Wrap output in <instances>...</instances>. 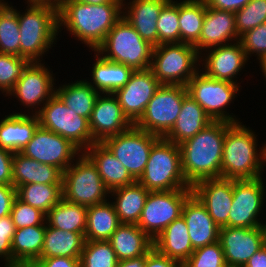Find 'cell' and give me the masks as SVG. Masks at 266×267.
I'll use <instances>...</instances> for the list:
<instances>
[{
    "label": "cell",
    "mask_w": 266,
    "mask_h": 267,
    "mask_svg": "<svg viewBox=\"0 0 266 267\" xmlns=\"http://www.w3.org/2000/svg\"><path fill=\"white\" fill-rule=\"evenodd\" d=\"M226 131L227 122L212 121L194 137L179 144L182 172L191 187L201 180L221 177Z\"/></svg>",
    "instance_id": "cell-1"
},
{
    "label": "cell",
    "mask_w": 266,
    "mask_h": 267,
    "mask_svg": "<svg viewBox=\"0 0 266 267\" xmlns=\"http://www.w3.org/2000/svg\"><path fill=\"white\" fill-rule=\"evenodd\" d=\"M125 3L92 5L74 0H64L58 11V29L66 26L72 35L95 51L108 32L123 16ZM63 24V25H62Z\"/></svg>",
    "instance_id": "cell-2"
},
{
    "label": "cell",
    "mask_w": 266,
    "mask_h": 267,
    "mask_svg": "<svg viewBox=\"0 0 266 267\" xmlns=\"http://www.w3.org/2000/svg\"><path fill=\"white\" fill-rule=\"evenodd\" d=\"M256 137L252 130L240 122H227L221 163L222 178L242 180L261 177L262 165L266 162V144L258 154Z\"/></svg>",
    "instance_id": "cell-3"
},
{
    "label": "cell",
    "mask_w": 266,
    "mask_h": 267,
    "mask_svg": "<svg viewBox=\"0 0 266 267\" xmlns=\"http://www.w3.org/2000/svg\"><path fill=\"white\" fill-rule=\"evenodd\" d=\"M137 181L149 191L192 189L182 172L179 145L161 137L153 144L142 176Z\"/></svg>",
    "instance_id": "cell-4"
},
{
    "label": "cell",
    "mask_w": 266,
    "mask_h": 267,
    "mask_svg": "<svg viewBox=\"0 0 266 267\" xmlns=\"http://www.w3.org/2000/svg\"><path fill=\"white\" fill-rule=\"evenodd\" d=\"M153 48L122 16L95 52L105 54L103 58L124 64L135 71L151 67Z\"/></svg>",
    "instance_id": "cell-5"
},
{
    "label": "cell",
    "mask_w": 266,
    "mask_h": 267,
    "mask_svg": "<svg viewBox=\"0 0 266 267\" xmlns=\"http://www.w3.org/2000/svg\"><path fill=\"white\" fill-rule=\"evenodd\" d=\"M18 14L20 56L40 62V56L51 48L58 36V11L48 6L29 5L27 12Z\"/></svg>",
    "instance_id": "cell-6"
},
{
    "label": "cell",
    "mask_w": 266,
    "mask_h": 267,
    "mask_svg": "<svg viewBox=\"0 0 266 267\" xmlns=\"http://www.w3.org/2000/svg\"><path fill=\"white\" fill-rule=\"evenodd\" d=\"M201 53L188 43L154 46L150 69L161 85L186 86L199 71L196 63Z\"/></svg>",
    "instance_id": "cell-7"
},
{
    "label": "cell",
    "mask_w": 266,
    "mask_h": 267,
    "mask_svg": "<svg viewBox=\"0 0 266 267\" xmlns=\"http://www.w3.org/2000/svg\"><path fill=\"white\" fill-rule=\"evenodd\" d=\"M109 192L97 167L83 152L76 163L63 172L62 198L70 203L93 206L107 201L105 196Z\"/></svg>",
    "instance_id": "cell-8"
},
{
    "label": "cell",
    "mask_w": 266,
    "mask_h": 267,
    "mask_svg": "<svg viewBox=\"0 0 266 267\" xmlns=\"http://www.w3.org/2000/svg\"><path fill=\"white\" fill-rule=\"evenodd\" d=\"M40 108L34 114L38 116L41 127L68 139L80 150H87L96 143L91 135L89 119L76 115L56 94Z\"/></svg>",
    "instance_id": "cell-9"
},
{
    "label": "cell",
    "mask_w": 266,
    "mask_h": 267,
    "mask_svg": "<svg viewBox=\"0 0 266 267\" xmlns=\"http://www.w3.org/2000/svg\"><path fill=\"white\" fill-rule=\"evenodd\" d=\"M187 95L186 86L161 85L148 102L144 114L135 126L164 138L175 125L183 99Z\"/></svg>",
    "instance_id": "cell-10"
},
{
    "label": "cell",
    "mask_w": 266,
    "mask_h": 267,
    "mask_svg": "<svg viewBox=\"0 0 266 267\" xmlns=\"http://www.w3.org/2000/svg\"><path fill=\"white\" fill-rule=\"evenodd\" d=\"M188 94L204 109L213 121H225L237 123L225 110L238 92V84L217 80L199 71L189 80L186 85ZM228 114V115H227Z\"/></svg>",
    "instance_id": "cell-11"
},
{
    "label": "cell",
    "mask_w": 266,
    "mask_h": 267,
    "mask_svg": "<svg viewBox=\"0 0 266 267\" xmlns=\"http://www.w3.org/2000/svg\"><path fill=\"white\" fill-rule=\"evenodd\" d=\"M192 189L150 191L137 225L154 240L171 222L182 215Z\"/></svg>",
    "instance_id": "cell-12"
},
{
    "label": "cell",
    "mask_w": 266,
    "mask_h": 267,
    "mask_svg": "<svg viewBox=\"0 0 266 267\" xmlns=\"http://www.w3.org/2000/svg\"><path fill=\"white\" fill-rule=\"evenodd\" d=\"M159 138L132 125L122 133L105 138L102 143L137 181L142 176L153 144Z\"/></svg>",
    "instance_id": "cell-13"
},
{
    "label": "cell",
    "mask_w": 266,
    "mask_h": 267,
    "mask_svg": "<svg viewBox=\"0 0 266 267\" xmlns=\"http://www.w3.org/2000/svg\"><path fill=\"white\" fill-rule=\"evenodd\" d=\"M79 151L82 153L68 139L39 125L20 153L39 163L57 167L63 173L73 163L74 157L80 155Z\"/></svg>",
    "instance_id": "cell-14"
},
{
    "label": "cell",
    "mask_w": 266,
    "mask_h": 267,
    "mask_svg": "<svg viewBox=\"0 0 266 267\" xmlns=\"http://www.w3.org/2000/svg\"><path fill=\"white\" fill-rule=\"evenodd\" d=\"M262 177L257 179H233V200L229 211L228 226L254 228L261 226L258 214L265 196Z\"/></svg>",
    "instance_id": "cell-15"
},
{
    "label": "cell",
    "mask_w": 266,
    "mask_h": 267,
    "mask_svg": "<svg viewBox=\"0 0 266 267\" xmlns=\"http://www.w3.org/2000/svg\"><path fill=\"white\" fill-rule=\"evenodd\" d=\"M161 86L152 70H135L129 81L113 94L119 101L122 112L135 125L145 112L148 102Z\"/></svg>",
    "instance_id": "cell-16"
},
{
    "label": "cell",
    "mask_w": 266,
    "mask_h": 267,
    "mask_svg": "<svg viewBox=\"0 0 266 267\" xmlns=\"http://www.w3.org/2000/svg\"><path fill=\"white\" fill-rule=\"evenodd\" d=\"M218 241L223 249L225 263L231 267H244L249 258L264 246L261 226L221 227Z\"/></svg>",
    "instance_id": "cell-17"
},
{
    "label": "cell",
    "mask_w": 266,
    "mask_h": 267,
    "mask_svg": "<svg viewBox=\"0 0 266 267\" xmlns=\"http://www.w3.org/2000/svg\"><path fill=\"white\" fill-rule=\"evenodd\" d=\"M192 193L205 206L211 218L221 228L228 226L233 200V179L211 178L197 182Z\"/></svg>",
    "instance_id": "cell-18"
},
{
    "label": "cell",
    "mask_w": 266,
    "mask_h": 267,
    "mask_svg": "<svg viewBox=\"0 0 266 267\" xmlns=\"http://www.w3.org/2000/svg\"><path fill=\"white\" fill-rule=\"evenodd\" d=\"M91 135L96 142L128 130L132 124L122 112L118 99L113 93L100 94L96 98L89 119Z\"/></svg>",
    "instance_id": "cell-19"
},
{
    "label": "cell",
    "mask_w": 266,
    "mask_h": 267,
    "mask_svg": "<svg viewBox=\"0 0 266 267\" xmlns=\"http://www.w3.org/2000/svg\"><path fill=\"white\" fill-rule=\"evenodd\" d=\"M53 81L44 64L31 62L8 95H15L26 107L44 105L55 94Z\"/></svg>",
    "instance_id": "cell-20"
},
{
    "label": "cell",
    "mask_w": 266,
    "mask_h": 267,
    "mask_svg": "<svg viewBox=\"0 0 266 267\" xmlns=\"http://www.w3.org/2000/svg\"><path fill=\"white\" fill-rule=\"evenodd\" d=\"M235 38V40L233 39ZM235 13L231 11L218 10L206 5L205 17L199 40L193 45L197 52L199 50L225 45L228 41H238ZM227 41V42H226Z\"/></svg>",
    "instance_id": "cell-21"
},
{
    "label": "cell",
    "mask_w": 266,
    "mask_h": 267,
    "mask_svg": "<svg viewBox=\"0 0 266 267\" xmlns=\"http://www.w3.org/2000/svg\"><path fill=\"white\" fill-rule=\"evenodd\" d=\"M182 216L194 250L218 241L220 227L193 193L183 205Z\"/></svg>",
    "instance_id": "cell-22"
},
{
    "label": "cell",
    "mask_w": 266,
    "mask_h": 267,
    "mask_svg": "<svg viewBox=\"0 0 266 267\" xmlns=\"http://www.w3.org/2000/svg\"><path fill=\"white\" fill-rule=\"evenodd\" d=\"M210 49V53L205 58L206 65H204L205 71L203 72L211 78L237 84V81L233 80L234 76L243 68L248 59L240 41Z\"/></svg>",
    "instance_id": "cell-23"
},
{
    "label": "cell",
    "mask_w": 266,
    "mask_h": 267,
    "mask_svg": "<svg viewBox=\"0 0 266 267\" xmlns=\"http://www.w3.org/2000/svg\"><path fill=\"white\" fill-rule=\"evenodd\" d=\"M82 152H84V154L97 167V171L99 172L105 187L109 191L136 182L123 164L102 142H96Z\"/></svg>",
    "instance_id": "cell-24"
},
{
    "label": "cell",
    "mask_w": 266,
    "mask_h": 267,
    "mask_svg": "<svg viewBox=\"0 0 266 267\" xmlns=\"http://www.w3.org/2000/svg\"><path fill=\"white\" fill-rule=\"evenodd\" d=\"M170 0H133L123 17L133 26L140 37L152 46L158 45L157 19L162 8ZM127 13V14H125Z\"/></svg>",
    "instance_id": "cell-25"
},
{
    "label": "cell",
    "mask_w": 266,
    "mask_h": 267,
    "mask_svg": "<svg viewBox=\"0 0 266 267\" xmlns=\"http://www.w3.org/2000/svg\"><path fill=\"white\" fill-rule=\"evenodd\" d=\"M153 245L160 254L182 265L194 251L183 216L171 222L153 240Z\"/></svg>",
    "instance_id": "cell-26"
},
{
    "label": "cell",
    "mask_w": 266,
    "mask_h": 267,
    "mask_svg": "<svg viewBox=\"0 0 266 267\" xmlns=\"http://www.w3.org/2000/svg\"><path fill=\"white\" fill-rule=\"evenodd\" d=\"M63 173L49 164H42L20 152H14L12 161V185L62 184Z\"/></svg>",
    "instance_id": "cell-27"
},
{
    "label": "cell",
    "mask_w": 266,
    "mask_h": 267,
    "mask_svg": "<svg viewBox=\"0 0 266 267\" xmlns=\"http://www.w3.org/2000/svg\"><path fill=\"white\" fill-rule=\"evenodd\" d=\"M212 121L204 109L188 94L183 99L175 125L164 138L179 145L194 137Z\"/></svg>",
    "instance_id": "cell-28"
},
{
    "label": "cell",
    "mask_w": 266,
    "mask_h": 267,
    "mask_svg": "<svg viewBox=\"0 0 266 267\" xmlns=\"http://www.w3.org/2000/svg\"><path fill=\"white\" fill-rule=\"evenodd\" d=\"M39 126L38 116L15 113L0 121V148L21 152Z\"/></svg>",
    "instance_id": "cell-29"
},
{
    "label": "cell",
    "mask_w": 266,
    "mask_h": 267,
    "mask_svg": "<svg viewBox=\"0 0 266 267\" xmlns=\"http://www.w3.org/2000/svg\"><path fill=\"white\" fill-rule=\"evenodd\" d=\"M119 261L146 255L153 247V240L137 225L121 223L110 239Z\"/></svg>",
    "instance_id": "cell-30"
},
{
    "label": "cell",
    "mask_w": 266,
    "mask_h": 267,
    "mask_svg": "<svg viewBox=\"0 0 266 267\" xmlns=\"http://www.w3.org/2000/svg\"><path fill=\"white\" fill-rule=\"evenodd\" d=\"M85 242L84 233L63 231L47 224L41 257L80 258Z\"/></svg>",
    "instance_id": "cell-31"
},
{
    "label": "cell",
    "mask_w": 266,
    "mask_h": 267,
    "mask_svg": "<svg viewBox=\"0 0 266 267\" xmlns=\"http://www.w3.org/2000/svg\"><path fill=\"white\" fill-rule=\"evenodd\" d=\"M149 192L138 181L109 192L112 196H116V201L112 204L121 223H138Z\"/></svg>",
    "instance_id": "cell-32"
},
{
    "label": "cell",
    "mask_w": 266,
    "mask_h": 267,
    "mask_svg": "<svg viewBox=\"0 0 266 267\" xmlns=\"http://www.w3.org/2000/svg\"><path fill=\"white\" fill-rule=\"evenodd\" d=\"M96 59L92 68V81L90 85L100 94L114 93L123 87L130 79L134 70L124 64L109 61L95 54Z\"/></svg>",
    "instance_id": "cell-33"
},
{
    "label": "cell",
    "mask_w": 266,
    "mask_h": 267,
    "mask_svg": "<svg viewBox=\"0 0 266 267\" xmlns=\"http://www.w3.org/2000/svg\"><path fill=\"white\" fill-rule=\"evenodd\" d=\"M121 224L114 205L109 201L87 207L86 241L109 240Z\"/></svg>",
    "instance_id": "cell-34"
},
{
    "label": "cell",
    "mask_w": 266,
    "mask_h": 267,
    "mask_svg": "<svg viewBox=\"0 0 266 267\" xmlns=\"http://www.w3.org/2000/svg\"><path fill=\"white\" fill-rule=\"evenodd\" d=\"M46 225L15 230L12 240V262H37L41 258Z\"/></svg>",
    "instance_id": "cell-35"
},
{
    "label": "cell",
    "mask_w": 266,
    "mask_h": 267,
    "mask_svg": "<svg viewBox=\"0 0 266 267\" xmlns=\"http://www.w3.org/2000/svg\"><path fill=\"white\" fill-rule=\"evenodd\" d=\"M55 94L76 115L90 119L96 98L100 92L96 91L88 81L77 80L75 83H68V85L55 89Z\"/></svg>",
    "instance_id": "cell-36"
},
{
    "label": "cell",
    "mask_w": 266,
    "mask_h": 267,
    "mask_svg": "<svg viewBox=\"0 0 266 267\" xmlns=\"http://www.w3.org/2000/svg\"><path fill=\"white\" fill-rule=\"evenodd\" d=\"M46 223L63 231L85 233L87 207L70 203L63 198L46 214Z\"/></svg>",
    "instance_id": "cell-37"
},
{
    "label": "cell",
    "mask_w": 266,
    "mask_h": 267,
    "mask_svg": "<svg viewBox=\"0 0 266 267\" xmlns=\"http://www.w3.org/2000/svg\"><path fill=\"white\" fill-rule=\"evenodd\" d=\"M205 11V0H184L179 3L180 43L194 45L199 40Z\"/></svg>",
    "instance_id": "cell-38"
},
{
    "label": "cell",
    "mask_w": 266,
    "mask_h": 267,
    "mask_svg": "<svg viewBox=\"0 0 266 267\" xmlns=\"http://www.w3.org/2000/svg\"><path fill=\"white\" fill-rule=\"evenodd\" d=\"M16 197L47 214L62 199V184H25L16 188Z\"/></svg>",
    "instance_id": "cell-39"
},
{
    "label": "cell",
    "mask_w": 266,
    "mask_h": 267,
    "mask_svg": "<svg viewBox=\"0 0 266 267\" xmlns=\"http://www.w3.org/2000/svg\"><path fill=\"white\" fill-rule=\"evenodd\" d=\"M0 53L20 56L18 14L0 0Z\"/></svg>",
    "instance_id": "cell-40"
},
{
    "label": "cell",
    "mask_w": 266,
    "mask_h": 267,
    "mask_svg": "<svg viewBox=\"0 0 266 267\" xmlns=\"http://www.w3.org/2000/svg\"><path fill=\"white\" fill-rule=\"evenodd\" d=\"M119 260L108 240L86 241L80 267H117Z\"/></svg>",
    "instance_id": "cell-41"
},
{
    "label": "cell",
    "mask_w": 266,
    "mask_h": 267,
    "mask_svg": "<svg viewBox=\"0 0 266 267\" xmlns=\"http://www.w3.org/2000/svg\"><path fill=\"white\" fill-rule=\"evenodd\" d=\"M179 3L170 0L157 19L158 45L180 43Z\"/></svg>",
    "instance_id": "cell-42"
},
{
    "label": "cell",
    "mask_w": 266,
    "mask_h": 267,
    "mask_svg": "<svg viewBox=\"0 0 266 267\" xmlns=\"http://www.w3.org/2000/svg\"><path fill=\"white\" fill-rule=\"evenodd\" d=\"M30 63L22 56L0 53V90L9 94Z\"/></svg>",
    "instance_id": "cell-43"
},
{
    "label": "cell",
    "mask_w": 266,
    "mask_h": 267,
    "mask_svg": "<svg viewBox=\"0 0 266 267\" xmlns=\"http://www.w3.org/2000/svg\"><path fill=\"white\" fill-rule=\"evenodd\" d=\"M237 35L266 22V0H251L245 7L235 12Z\"/></svg>",
    "instance_id": "cell-44"
},
{
    "label": "cell",
    "mask_w": 266,
    "mask_h": 267,
    "mask_svg": "<svg viewBox=\"0 0 266 267\" xmlns=\"http://www.w3.org/2000/svg\"><path fill=\"white\" fill-rule=\"evenodd\" d=\"M182 267H227L220 242L195 249Z\"/></svg>",
    "instance_id": "cell-45"
},
{
    "label": "cell",
    "mask_w": 266,
    "mask_h": 267,
    "mask_svg": "<svg viewBox=\"0 0 266 267\" xmlns=\"http://www.w3.org/2000/svg\"><path fill=\"white\" fill-rule=\"evenodd\" d=\"M10 216L16 229L42 225L46 221V214L44 212L24 203L17 197L13 202Z\"/></svg>",
    "instance_id": "cell-46"
},
{
    "label": "cell",
    "mask_w": 266,
    "mask_h": 267,
    "mask_svg": "<svg viewBox=\"0 0 266 267\" xmlns=\"http://www.w3.org/2000/svg\"><path fill=\"white\" fill-rule=\"evenodd\" d=\"M239 41L247 58L251 53H256L258 60L266 57V22L245 32Z\"/></svg>",
    "instance_id": "cell-47"
},
{
    "label": "cell",
    "mask_w": 266,
    "mask_h": 267,
    "mask_svg": "<svg viewBox=\"0 0 266 267\" xmlns=\"http://www.w3.org/2000/svg\"><path fill=\"white\" fill-rule=\"evenodd\" d=\"M15 230L10 215L0 218V257H4L7 263L12 262V240Z\"/></svg>",
    "instance_id": "cell-48"
},
{
    "label": "cell",
    "mask_w": 266,
    "mask_h": 267,
    "mask_svg": "<svg viewBox=\"0 0 266 267\" xmlns=\"http://www.w3.org/2000/svg\"><path fill=\"white\" fill-rule=\"evenodd\" d=\"M13 154L14 152L0 148V184L12 185Z\"/></svg>",
    "instance_id": "cell-49"
},
{
    "label": "cell",
    "mask_w": 266,
    "mask_h": 267,
    "mask_svg": "<svg viewBox=\"0 0 266 267\" xmlns=\"http://www.w3.org/2000/svg\"><path fill=\"white\" fill-rule=\"evenodd\" d=\"M16 198V188L13 185L0 184V218L10 215Z\"/></svg>",
    "instance_id": "cell-50"
},
{
    "label": "cell",
    "mask_w": 266,
    "mask_h": 267,
    "mask_svg": "<svg viewBox=\"0 0 266 267\" xmlns=\"http://www.w3.org/2000/svg\"><path fill=\"white\" fill-rule=\"evenodd\" d=\"M145 267H182L177 261L160 254L154 247L146 254Z\"/></svg>",
    "instance_id": "cell-51"
},
{
    "label": "cell",
    "mask_w": 266,
    "mask_h": 267,
    "mask_svg": "<svg viewBox=\"0 0 266 267\" xmlns=\"http://www.w3.org/2000/svg\"><path fill=\"white\" fill-rule=\"evenodd\" d=\"M37 264L40 267H80V258H69L64 256L58 257H41Z\"/></svg>",
    "instance_id": "cell-52"
},
{
    "label": "cell",
    "mask_w": 266,
    "mask_h": 267,
    "mask_svg": "<svg viewBox=\"0 0 266 267\" xmlns=\"http://www.w3.org/2000/svg\"><path fill=\"white\" fill-rule=\"evenodd\" d=\"M251 0H205L206 5L213 9L237 12Z\"/></svg>",
    "instance_id": "cell-53"
},
{
    "label": "cell",
    "mask_w": 266,
    "mask_h": 267,
    "mask_svg": "<svg viewBox=\"0 0 266 267\" xmlns=\"http://www.w3.org/2000/svg\"><path fill=\"white\" fill-rule=\"evenodd\" d=\"M244 267H266V248L263 246L254 253Z\"/></svg>",
    "instance_id": "cell-54"
},
{
    "label": "cell",
    "mask_w": 266,
    "mask_h": 267,
    "mask_svg": "<svg viewBox=\"0 0 266 267\" xmlns=\"http://www.w3.org/2000/svg\"><path fill=\"white\" fill-rule=\"evenodd\" d=\"M145 257L146 255L125 259L118 262L117 267H145Z\"/></svg>",
    "instance_id": "cell-55"
},
{
    "label": "cell",
    "mask_w": 266,
    "mask_h": 267,
    "mask_svg": "<svg viewBox=\"0 0 266 267\" xmlns=\"http://www.w3.org/2000/svg\"><path fill=\"white\" fill-rule=\"evenodd\" d=\"M63 1L64 0H28V5L48 6L59 11Z\"/></svg>",
    "instance_id": "cell-56"
},
{
    "label": "cell",
    "mask_w": 266,
    "mask_h": 267,
    "mask_svg": "<svg viewBox=\"0 0 266 267\" xmlns=\"http://www.w3.org/2000/svg\"><path fill=\"white\" fill-rule=\"evenodd\" d=\"M6 267H40L37 262H5Z\"/></svg>",
    "instance_id": "cell-57"
},
{
    "label": "cell",
    "mask_w": 266,
    "mask_h": 267,
    "mask_svg": "<svg viewBox=\"0 0 266 267\" xmlns=\"http://www.w3.org/2000/svg\"><path fill=\"white\" fill-rule=\"evenodd\" d=\"M74 1L92 5H99L103 3H123L124 0H74Z\"/></svg>",
    "instance_id": "cell-58"
},
{
    "label": "cell",
    "mask_w": 266,
    "mask_h": 267,
    "mask_svg": "<svg viewBox=\"0 0 266 267\" xmlns=\"http://www.w3.org/2000/svg\"><path fill=\"white\" fill-rule=\"evenodd\" d=\"M260 68H262V72L264 73V76L266 78V57L260 59Z\"/></svg>",
    "instance_id": "cell-59"
},
{
    "label": "cell",
    "mask_w": 266,
    "mask_h": 267,
    "mask_svg": "<svg viewBox=\"0 0 266 267\" xmlns=\"http://www.w3.org/2000/svg\"><path fill=\"white\" fill-rule=\"evenodd\" d=\"M261 229H262V233H263V244H264V247L266 248V223L261 224Z\"/></svg>",
    "instance_id": "cell-60"
}]
</instances>
